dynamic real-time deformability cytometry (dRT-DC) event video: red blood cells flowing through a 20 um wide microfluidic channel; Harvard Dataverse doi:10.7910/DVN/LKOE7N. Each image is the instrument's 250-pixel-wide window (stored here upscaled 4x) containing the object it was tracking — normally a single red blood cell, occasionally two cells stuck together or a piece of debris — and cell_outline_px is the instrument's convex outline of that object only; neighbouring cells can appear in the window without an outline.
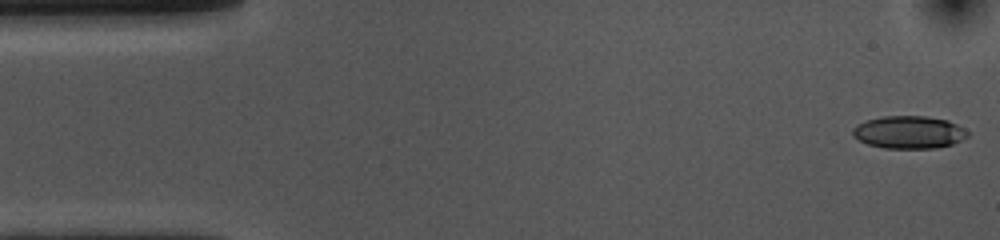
{"species": "common noctule bat (a hibernating species)", "species_latin": "Nyctalus noctula", "temperature_condition": "cold", "stored_images_in_passage": 52, "camera_frame_rate_fps": 3000, "um_per_image_px": 0.085, "animal": {"sex": "female", "body_mass_g": 10.0, "forearm_length_mm": 53.1}, "frame": {"image": 1, "passage_image": 1, "time_ms": 0.0, "image_size_px": [1000, 240], "cell_outline_px": [[972, 132], [968, 136], [952, 144], [936, 148], [884, 148], [868, 144], [852, 136], [852, 128], [856, 124], [868, 120], [884, 116], [924, 116], [948, 120]], "centroid_in_image_um": [77.27, 11.24], "position_along_channel_um": 7.7, "area_um2": 21.91}}
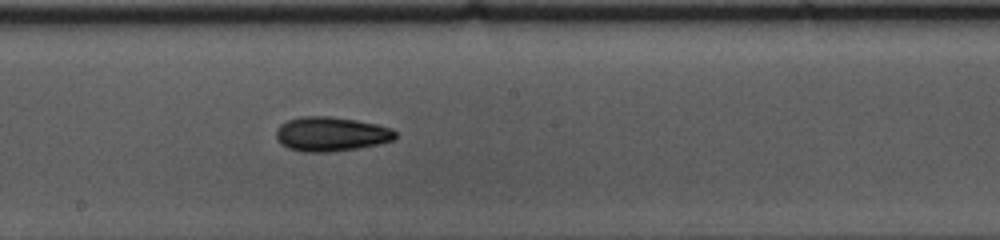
{"frame": {"image": 2, "passage_image": 27, "time_ms": 8.667, "image_size_px": [1000, 240], "cell_outline_px": [[396, 140], [380, 144], [356, 148], [328, 152], [304, 152], [288, 148], [280, 144], [276, 136], [276, 128], [280, 124], [288, 120], [300, 116], [332, 116], [356, 120], [376, 124], [392, 128], [396, 132]], "centroid_in_image_um": [28.14, 11.39], "position_along_channel_um": 220.1, "area_um2": 24.1}}
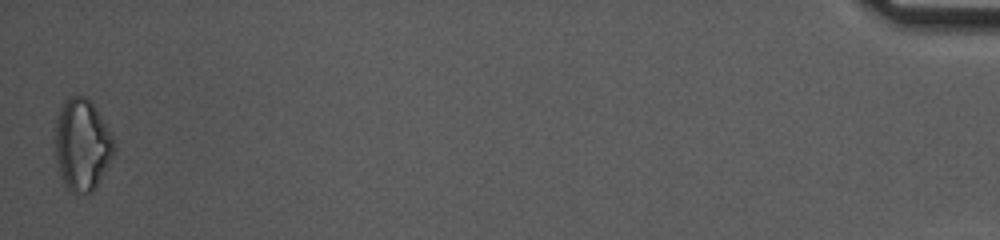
{"frame": {"image": 3, "passage_image": 52, "time_ms": 17.0, "image_size_px": [1000, 240], "cell_outline_px": [[116, 148], [96, 188], [92, 192], [72, 192], [64, 184], [60, 176], [56, 156], [56, 120], [60, 108], [64, 100], [68, 96], [84, 96], [96, 108], [112, 136], [116, 144]], "centroid_in_image_um": [6.98, 12.3], "position_along_channel_um": 428.2, "area_um2": 31.15}, "authors_computed_cell_mechanics": {"area_um2": 22.6865, "velocity_mm_per_s": 3.7055, "shape_relaxation_time_tau1_ms": 4.9515, "shape_relaxation_time_tau2_ms": 9.8888, "deformation_change_tau1": 0.1331, "deformation_change_tau2": 0.1819}}